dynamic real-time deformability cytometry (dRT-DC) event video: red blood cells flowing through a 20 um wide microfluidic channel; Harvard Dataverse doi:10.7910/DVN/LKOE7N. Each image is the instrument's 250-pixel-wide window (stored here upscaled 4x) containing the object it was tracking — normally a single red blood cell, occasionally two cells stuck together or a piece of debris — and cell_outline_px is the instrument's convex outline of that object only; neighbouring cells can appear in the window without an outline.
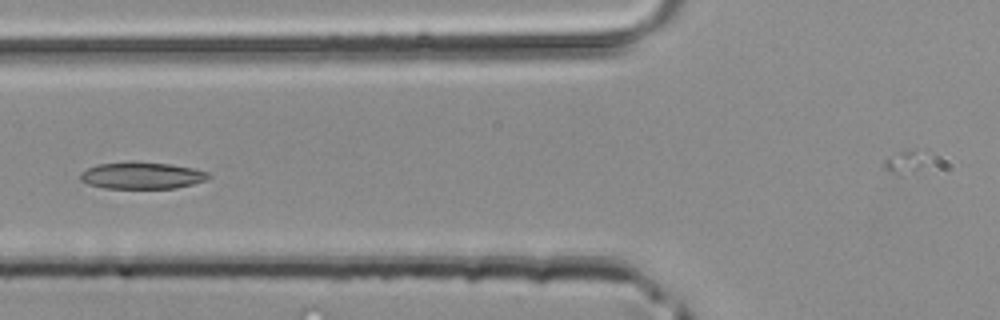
{"species": "common noctule bat (a hibernating species)", "species_latin": "Nyctalus noctula", "temperature_condition": "room temperature", "stored_images_in_passage": 32, "camera_frame_rate_fps": 3000, "um_per_image_px": 0.085, "animal": {"sex": "male", "body_mass_g": 20.4}, "frame": {"image": 1, "passage_image": 4, "time_ms": 1.0, "image_size_px": [1000, 320], "cell_outline_px": [[212, 176], [204, 180], [192, 184], [176, 188], [104, 188], [88, 184], [80, 180], [80, 172], [96, 164], [132, 160], [172, 164], [192, 168], [208, 172]], "centroid_in_image_um": [12.02, 14.89], "position_along_channel_um": 113.8, "area_um2": 20.35}}
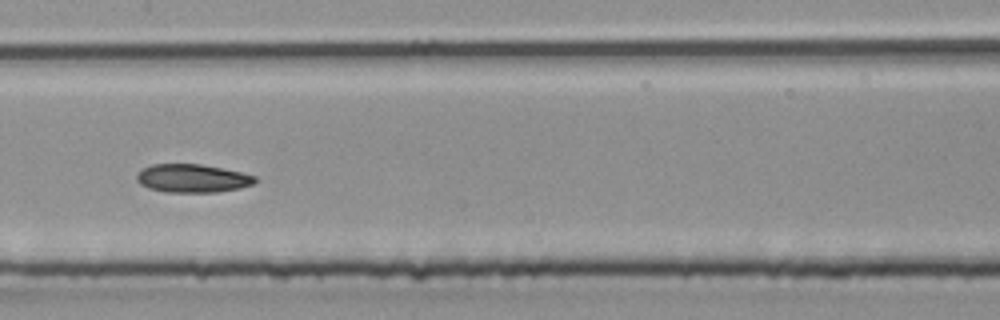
{"frame": {"image": 2, "passage_image": 9, "time_ms": 2.667, "image_size_px": [1000, 320], "cell_outline_px": [[256, 180], [252, 184], [240, 188], [216, 192], [168, 192], [148, 188], [140, 184], [136, 180], [136, 176], [144, 168], [152, 164], [200, 164], [240, 172], [256, 176]], "centroid_in_image_um": [16.34, 15.16], "position_along_channel_um": 191.1, "area_um2": 19.31}}
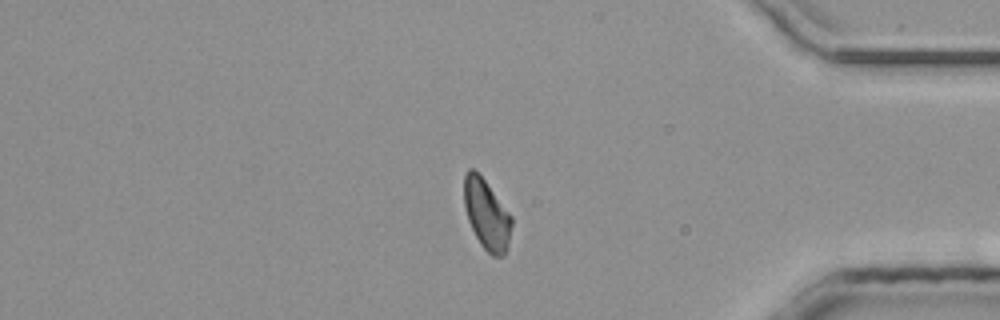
{"frame": {"image": 3, "passage_image": 24, "time_ms": 7.667, "image_size_px": [1000, 320], "cell_outline_px": [[512, 224], [504, 256], [492, 256], [480, 244], [468, 220], [464, 204], [464, 176], [468, 168], [472, 168], [484, 180], [512, 216]], "centroid_in_image_um": [41.35, 18.23], "position_along_channel_um": 393.9, "area_um2": 19.02}}